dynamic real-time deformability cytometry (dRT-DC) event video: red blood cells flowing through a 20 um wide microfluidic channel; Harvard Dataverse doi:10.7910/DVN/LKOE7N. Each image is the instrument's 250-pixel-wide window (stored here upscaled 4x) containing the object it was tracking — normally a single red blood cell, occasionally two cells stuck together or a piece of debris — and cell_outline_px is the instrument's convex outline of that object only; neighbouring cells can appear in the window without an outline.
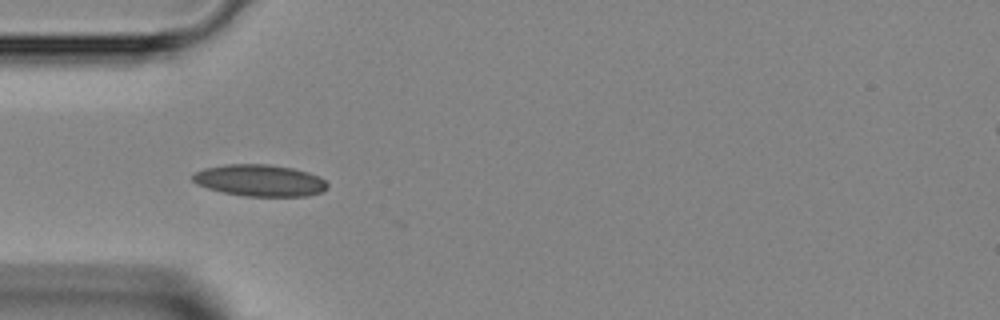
{"species": "Egyptian fruit bat (a non-hibernating species)", "species_latin": "Rousettus aegyptiacus", "temperature_condition": "room temperature", "stored_images_in_passage": 30, "camera_frame_rate_fps": 3000, "um_per_image_px": 0.085, "animal": {"sex": "female"}, "frame": {"image": 1, "passage_image": 1, "time_ms": 0.0, "image_size_px": [1000, 320], "cell_outline_px": [[328, 188], [320, 192], [308, 196], [244, 196], [224, 192], [208, 188], [196, 184], [192, 180], [192, 176], [196, 172], [204, 168], [224, 164], [268, 164], [292, 168], [308, 172], [324, 180], [328, 184]], "centroid_in_image_um": [22.06, 15.33], "position_along_channel_um": 62.9, "area_um2": 24.8}}
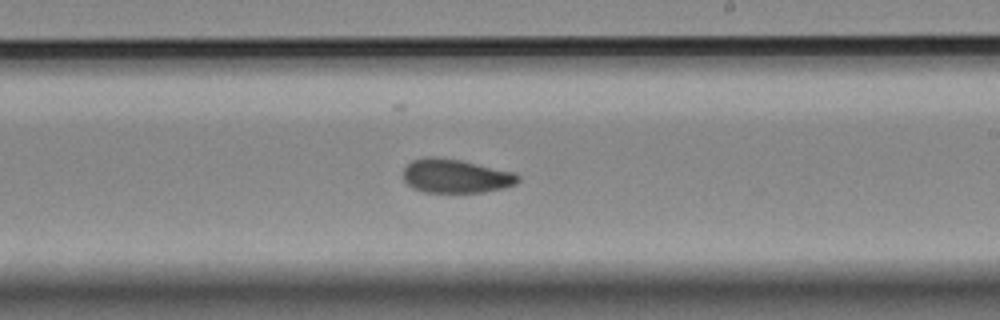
{"frame": {"image": 2, "passage_image": 14, "time_ms": 4.333, "image_size_px": [1000, 320], "cell_outline_px": [[520, 180], [516, 184], [504, 188], [484, 192], [424, 192], [412, 188], [404, 180], [404, 168], [412, 160], [428, 156], [436, 156], [460, 160], [516, 172], [520, 176]], "centroid_in_image_um": [38.76, 14.96], "position_along_channel_um": 250.2, "area_um2": 22.83}}
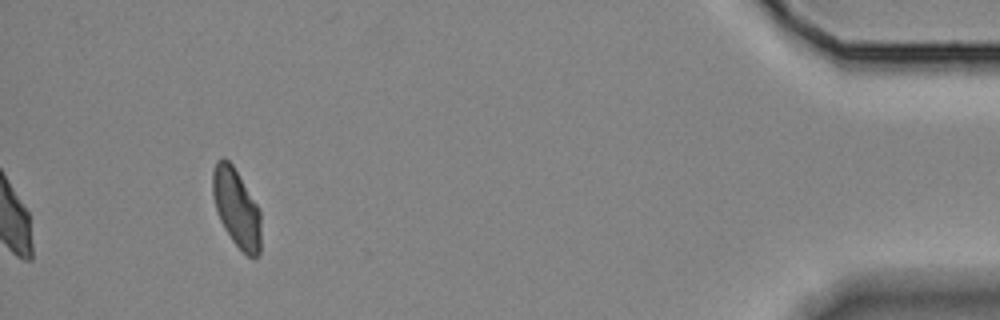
{"frame": {"image": 3, "passage_image": 30, "time_ms": 9.667, "image_size_px": [1000, 320], "cell_outline_px": [[260, 252], [256, 256], [248, 256], [232, 240], [224, 228], [220, 220], [216, 208], [212, 192], [212, 172], [216, 160], [220, 156], [224, 156], [232, 164], [256, 204], [260, 212]], "centroid_in_image_um": [20.07, 17.63], "position_along_channel_um": 415.1, "area_um2": 21.73}}